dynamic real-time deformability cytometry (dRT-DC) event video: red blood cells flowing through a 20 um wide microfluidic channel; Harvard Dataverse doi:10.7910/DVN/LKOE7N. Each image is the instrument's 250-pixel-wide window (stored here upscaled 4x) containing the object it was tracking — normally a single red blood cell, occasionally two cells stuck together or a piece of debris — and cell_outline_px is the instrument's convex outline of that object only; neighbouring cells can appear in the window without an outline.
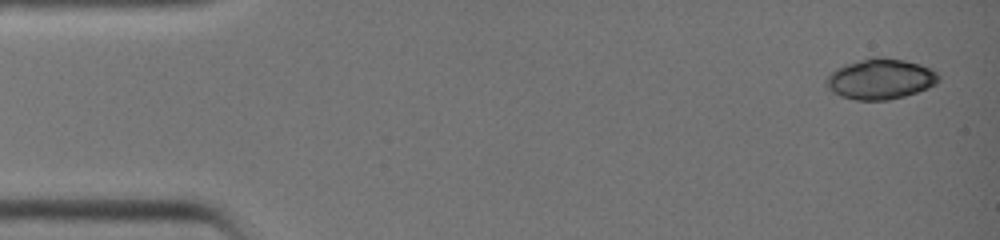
{"species": "common noctule bat (a hibernating species)", "species_latin": "Nyctalus noctula", "temperature_condition": "warm", "stored_images_in_passage": 38, "camera_frame_rate_fps": 3000, "um_per_image_px": 0.085, "animal": {"sex": "female", "body_mass_g": 19.0, "forearm_length_mm": 51.5}, "frame": {"image": 1, "passage_image": 1, "time_ms": 0.0, "image_size_px": [1000, 240], "cell_outline_px": [[940, 80], [936, 84], [928, 88], [904, 96], [888, 100], [856, 100], [840, 96], [832, 92], [824, 84], [824, 80], [836, 68], [844, 64], [868, 56], [884, 56], [904, 60], [920, 64], [932, 68], [940, 76]], "centroid_in_image_um": [74.82, 6.69], "position_along_channel_um": 10.2, "area_um2": 27.05}}
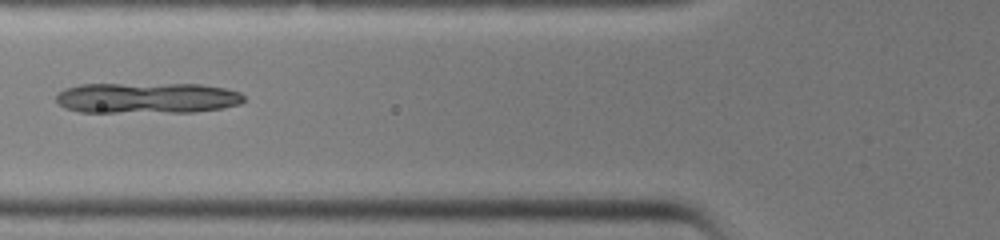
{"frame": {"image": 2, "passage_image": 15, "time_ms": 4.667, "image_size_px": [1000, 240], "cell_outline_px": [[244, 100], [240, 104], [224, 108], [196, 112], [80, 112], [64, 108], [56, 100], [56, 92], [64, 88], [80, 84], [200, 84], [224, 88], [240, 92], [244, 96]], "centroid_in_image_um": [12.48, 8.33], "position_along_channel_um": 113.3, "area_um2": 34.04}}
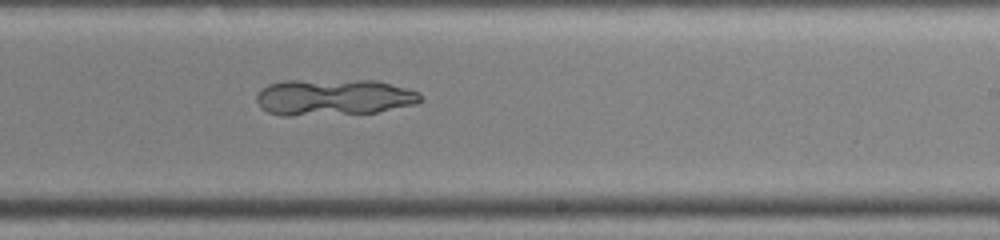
{"frame": {"image": 3, "passage_image": 24, "time_ms": 7.667, "image_size_px": [1000, 240], "cell_outline_px": [[420, 100], [416, 104], [376, 112], [292, 116], [280, 116], [268, 112], [260, 108], [256, 100], [256, 96], [268, 84], [284, 80], [376, 80], [408, 88], [416, 92], [420, 96]], "centroid_in_image_um": [28.32, 8.26], "position_along_channel_um": 260.7, "area_um2": 34.85}}